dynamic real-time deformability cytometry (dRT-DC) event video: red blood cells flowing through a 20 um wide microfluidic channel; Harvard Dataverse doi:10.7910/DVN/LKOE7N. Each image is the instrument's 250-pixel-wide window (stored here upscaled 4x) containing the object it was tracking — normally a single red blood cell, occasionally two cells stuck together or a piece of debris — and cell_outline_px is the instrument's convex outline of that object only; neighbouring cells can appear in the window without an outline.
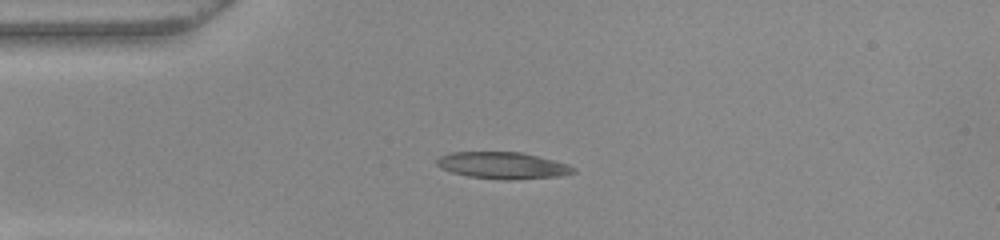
{"species": "common noctule bat (a hibernating species)", "species_latin": "Nyctalus noctula", "temperature_condition": "warm", "stored_images_in_passage": 40, "camera_frame_rate_fps": 3000, "um_per_image_px": 0.085, "animal": {"sex": "female", "body_mass_g": 22.0, "forearm_length_mm": 56.7}, "frame": {"image": 1, "passage_image": 1, "time_ms": 0.0, "image_size_px": [1000, 240], "cell_outline_px": [[576, 172], [560, 176], [512, 180], [504, 180], [468, 176], [452, 172], [440, 168], [436, 164], [436, 160], [440, 156], [448, 152], [520, 152], [568, 164], [576, 168]], "centroid_in_image_um": [42.71, 14.07], "position_along_channel_um": 42.3, "area_um2": 21.27}}
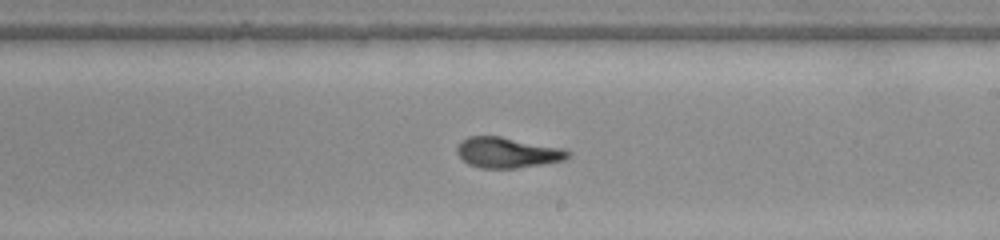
{"frame": {"image": 2, "passage_image": 18, "time_ms": 5.667, "image_size_px": [1000, 240], "cell_outline_px": [[572, 152], [564, 160], [544, 164], [516, 168], [480, 168], [468, 164], [456, 152], [456, 148], [468, 136], [500, 136], [564, 148]], "centroid_in_image_um": [43.16, 12.97], "position_along_channel_um": 245.8, "area_um2": 19.71}}
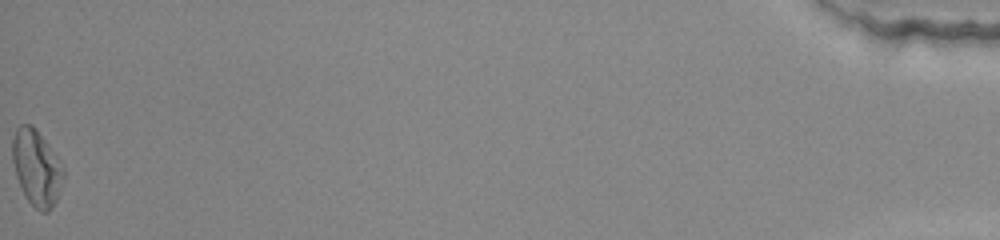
{"frame": {"image": 3, "passage_image": 40, "time_ms": 13.0, "image_size_px": [1000, 240], "cell_outline_px": [[64, 176], [56, 200], [52, 208], [48, 212], [40, 212], [28, 200], [16, 176], [12, 160], [12, 140], [16, 128], [20, 124], [32, 124], [36, 128], [64, 168]], "centroid_in_image_um": [3.09, 14.24], "position_along_channel_um": 432.1, "area_um2": 22.25}, "authors_computed_cell_mechanics": {"area_um2": 20.0277, "velocity_mm_per_s": 3.9707, "shape_relaxation_time_tau1_ms": 4.2075, "shape_relaxation_time_tau2_ms": 3.1355, "deformation_change_tau1": 0.193, "deformation_change_tau2": 0.1185}}